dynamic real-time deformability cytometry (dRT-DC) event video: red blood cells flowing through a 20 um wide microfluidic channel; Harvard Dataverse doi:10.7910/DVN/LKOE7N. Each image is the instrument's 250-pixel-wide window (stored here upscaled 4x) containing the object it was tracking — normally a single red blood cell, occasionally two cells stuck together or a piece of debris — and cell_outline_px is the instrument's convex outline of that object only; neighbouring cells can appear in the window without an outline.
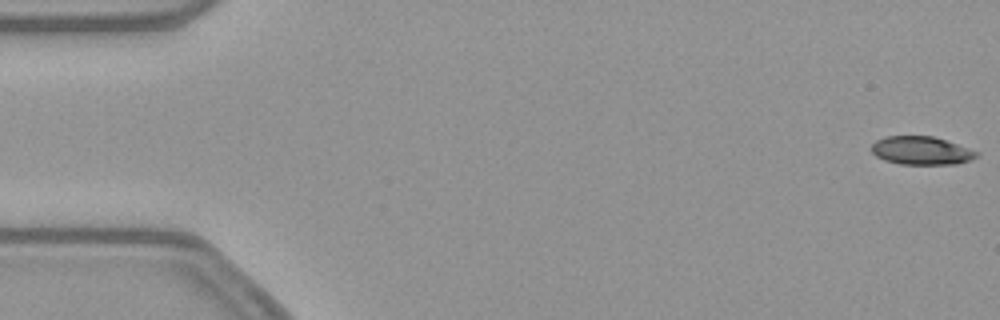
{"species": "common noctule bat (a hibernating species)", "species_latin": "Nyctalus noctula", "temperature_condition": "warm", "stored_images_in_passage": 53, "camera_frame_rate_fps": 3000, "um_per_image_px": 0.085, "animal": {"sex": "female", "body_mass_g": 21.9}, "frame": {"image": 1, "passage_image": 1, "time_ms": 0.0, "image_size_px": [1000, 320], "cell_outline_px": [[980, 152], [972, 160], [956, 164], [900, 164], [884, 160], [876, 156], [872, 152], [872, 144], [876, 140], [884, 136], [932, 136]], "centroid_in_image_um": [78.3, 12.8], "position_along_channel_um": 6.7, "area_um2": 17.22}}
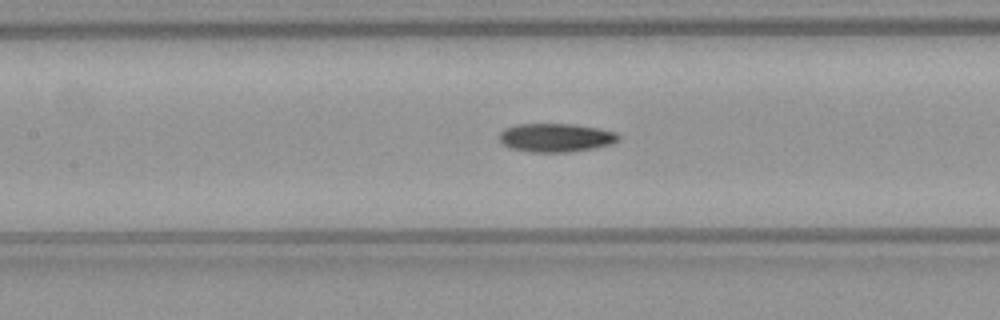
{"frame": {"image": 2, "passage_image": 24, "time_ms": 7.667, "image_size_px": [1000, 320], "cell_outline_px": [[620, 140], [612, 144], [596, 148], [572, 152], [528, 152], [508, 148], [500, 140], [500, 132], [504, 128], [516, 124], [572, 124], [596, 128], [616, 132], [620, 136]], "centroid_in_image_um": [47.25, 11.71], "position_along_channel_um": 160.1, "area_um2": 20.06}}
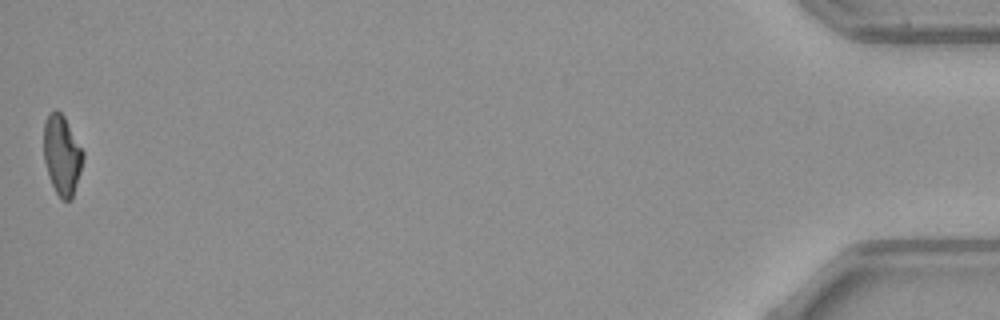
{"frame": {"image": 3, "passage_image": 53, "time_ms": 17.333, "image_size_px": [1000, 320], "cell_outline_px": [[84, 156], [80, 172], [72, 200], [64, 200], [56, 192], [48, 176], [44, 160], [44, 120], [48, 112], [56, 108], [64, 116], [84, 152]], "centroid_in_image_um": [5.26, 13.14], "position_along_channel_um": 429.9, "area_um2": 18.32}, "authors_computed_cell_mechanics": {"area_um2": 19.2474, "velocity_mm_per_s": 3.8764, "shape_relaxation_time_tau1_ms": 8.6739, "shape_relaxation_time_tau2_ms": 5.0744, "deformation_change_tau1": 0.2193, "deformation_change_tau2": 0.1252}}